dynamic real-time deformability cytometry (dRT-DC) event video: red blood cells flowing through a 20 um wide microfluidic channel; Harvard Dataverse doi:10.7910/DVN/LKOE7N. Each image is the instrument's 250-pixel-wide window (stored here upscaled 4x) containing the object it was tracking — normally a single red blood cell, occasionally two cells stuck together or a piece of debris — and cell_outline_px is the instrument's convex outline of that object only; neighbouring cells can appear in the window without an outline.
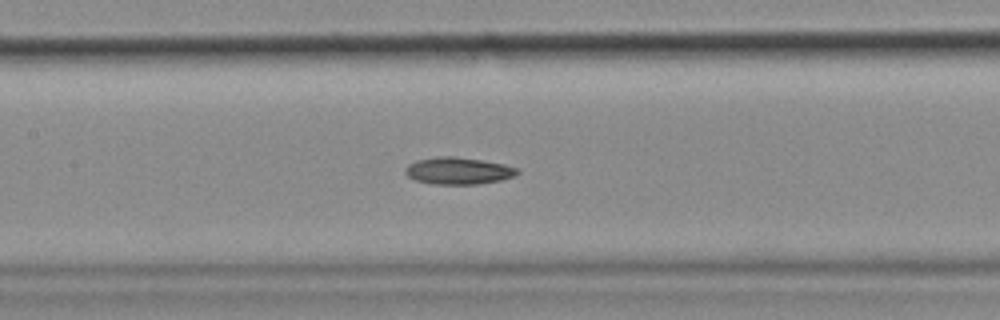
{"species": "common noctule bat (a hibernating species)", "species_latin": "Nyctalus noctula", "temperature_condition": "cold", "stored_images_in_passage": 49, "camera_frame_rate_fps": 3000, "um_per_image_px": 0.085, "animal": {"sex": "female", "body_mass_g": 18.4}, "frame": {"image": 1, "passage_image": 22, "time_ms": 7.0, "image_size_px": [1000, 320], "cell_outline_px": [[520, 172], [516, 176], [500, 180], [476, 184], [432, 184], [416, 180], [408, 176], [404, 172], [404, 168], [408, 164], [416, 160], [436, 156], [456, 156], [504, 164], [520, 168]], "centroid_in_image_um": [38.96, 14.51], "position_along_channel_um": 168.4, "area_um2": 17.8}}